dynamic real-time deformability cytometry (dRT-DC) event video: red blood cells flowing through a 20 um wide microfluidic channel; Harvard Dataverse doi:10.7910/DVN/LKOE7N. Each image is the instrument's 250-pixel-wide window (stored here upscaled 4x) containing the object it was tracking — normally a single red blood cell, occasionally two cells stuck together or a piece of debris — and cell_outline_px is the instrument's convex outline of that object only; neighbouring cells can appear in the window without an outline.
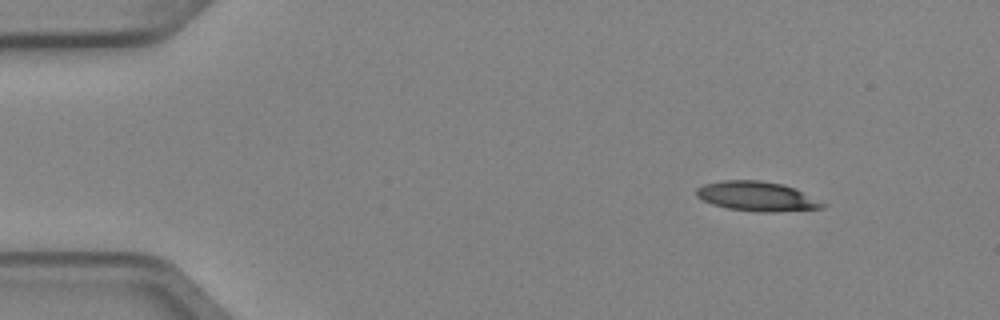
{"species": "Egyptian fruit bat (a non-hibernating species)", "species_latin": "Rousettus aegyptiacus", "temperature_condition": "cold", "stored_images_in_passage": 6, "camera_frame_rate_fps": 3000, "um_per_image_px": 0.085, "animal": {"sex": "female"}, "frame": {"image": 1, "passage_image": 1, "time_ms": 0.0, "image_size_px": [1000, 320], "cell_outline_px": [[828, 204], [824, 208], [772, 212], [756, 212], [728, 208], [712, 204], [696, 196], [696, 188], [704, 184], [720, 180], [760, 180], [784, 184], [796, 188]], "centroid_in_image_um": [64.37, 16.68], "position_along_channel_um": 20.6, "area_um2": 21.96}}
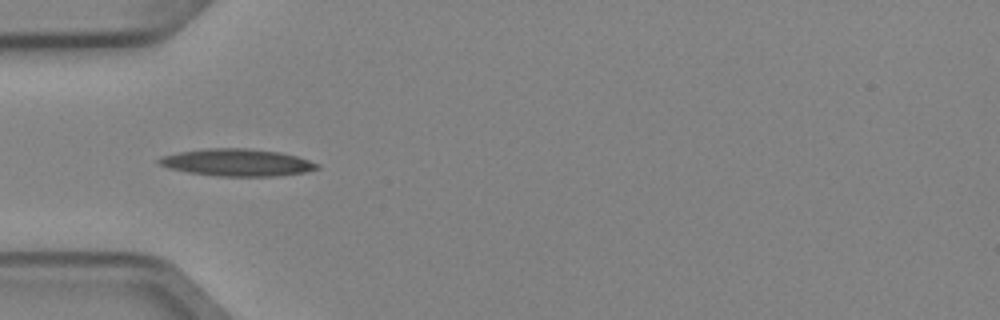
{"frame": {"image": 2, "passage_image": 4, "time_ms": 1.0, "image_size_px": [1000, 320], "cell_outline_px": [[320, 168], [304, 172], [276, 176], [216, 176], [188, 172], [168, 168], [160, 164], [156, 160], [160, 156], [180, 152], [208, 148], [244, 148], [280, 152], [296, 156], [320, 164]], "centroid_in_image_um": [20.14, 13.81], "position_along_channel_um": 64.9, "area_um2": 24.97}}
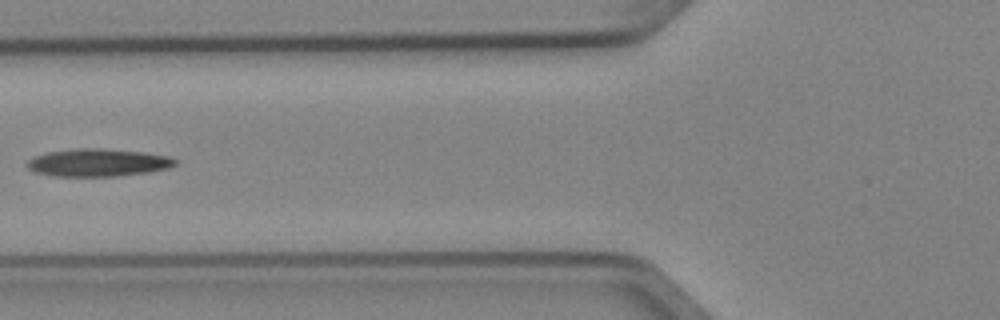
{"frame": {"image": 3, "passage_image": 5, "time_ms": 1.333, "image_size_px": [1000, 320], "cell_outline_px": [[176, 164], [168, 168], [148, 172], [116, 176], [56, 176], [36, 172], [28, 168], [28, 160], [36, 156], [48, 152], [76, 148], [104, 148], [144, 152], [168, 156], [176, 160]], "centroid_in_image_um": [8.35, 13.81], "position_along_channel_um": 117.5, "area_um2": 23.7}}